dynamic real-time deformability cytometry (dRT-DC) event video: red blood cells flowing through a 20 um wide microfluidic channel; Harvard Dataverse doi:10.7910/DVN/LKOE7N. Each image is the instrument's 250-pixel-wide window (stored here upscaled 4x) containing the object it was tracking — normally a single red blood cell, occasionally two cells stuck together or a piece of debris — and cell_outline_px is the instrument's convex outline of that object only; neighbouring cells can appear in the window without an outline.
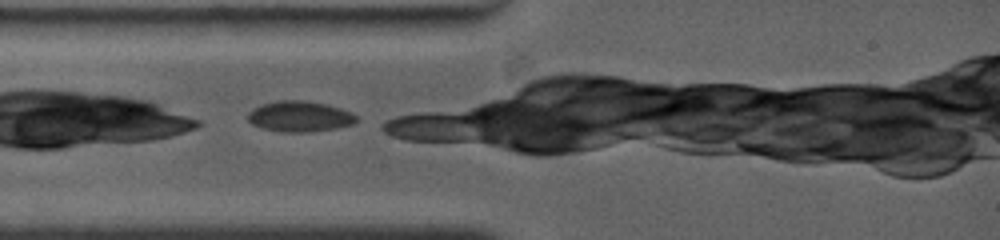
{"species": "common noctule bat (a hibernating species)", "species_latin": "Nyctalus noctula", "temperature_condition": "warm", "stored_images_in_passage": 2, "camera_frame_rate_fps": 4500, "um_per_image_px": 0.085, "animal": {"sex": "female", "body_mass_g": 19.0, "forearm_length_mm": 53.3}, "frame": {"image": 1, "passage_image": 1, "time_ms": 0.0, "image_size_px": [1000, 240], "cell_outline_px": [[360, 120], [352, 124], [336, 128], [312, 132], [280, 132], [260, 128], [252, 124], [248, 120], [248, 112], [252, 108], [260, 104], [276, 100], [304, 100], [328, 104], [352, 112]], "centroid_in_image_um": [25.46, 9.89], "position_along_channel_um": 59.5, "area_um2": 19.83}}